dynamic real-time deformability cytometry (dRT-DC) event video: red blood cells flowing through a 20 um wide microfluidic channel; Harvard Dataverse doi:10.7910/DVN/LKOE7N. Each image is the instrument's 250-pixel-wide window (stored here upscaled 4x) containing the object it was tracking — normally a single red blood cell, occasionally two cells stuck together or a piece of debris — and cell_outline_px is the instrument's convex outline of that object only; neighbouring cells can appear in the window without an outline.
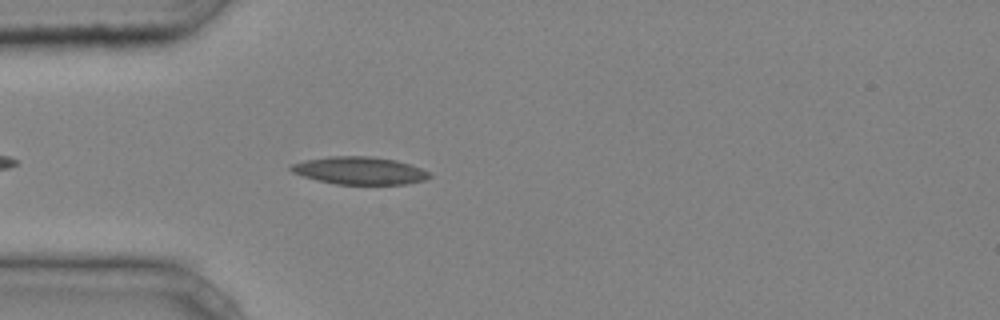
{"species": "common noctule bat (a hibernating species)", "species_latin": "Nyctalus noctula", "temperature_condition": "cold", "stored_images_in_passage": 36, "camera_frame_rate_fps": 3000, "um_per_image_px": 0.085, "animal": {"sex": "male", "body_mass_g": 20.4}, "frame": {"image": 1, "passage_image": 4, "time_ms": 1.0, "image_size_px": [1000, 320], "cell_outline_px": [[432, 176], [424, 180], [404, 184], [336, 184], [316, 180], [292, 172], [288, 168], [292, 164], [304, 160], [328, 156], [368, 156], [396, 160], [432, 172]], "centroid_in_image_um": [30.55, 14.5], "position_along_channel_um": 54.4, "area_um2": 22.25}}
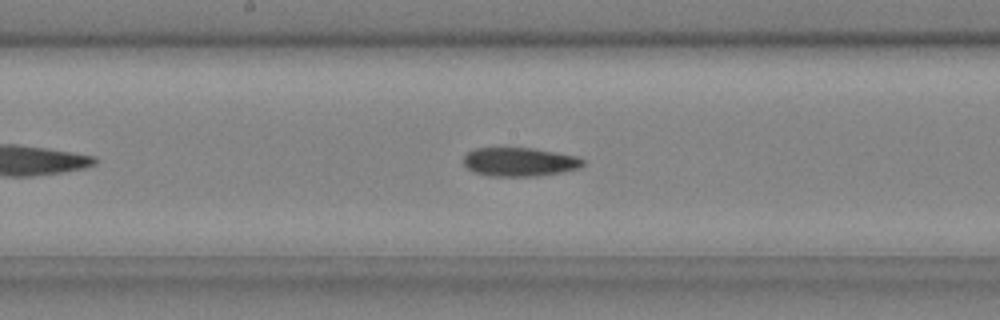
{"frame": {"image": 2, "passage_image": 15, "time_ms": 4.667, "image_size_px": [1000, 320], "cell_outline_px": [[584, 164], [580, 168], [560, 172], [536, 176], [488, 176], [472, 172], [464, 164], [464, 156], [468, 152], [476, 148], [532, 148], [576, 156], [584, 160]], "centroid_in_image_um": [44.14, 13.77], "position_along_channel_um": 204.1, "area_um2": 19.94}}
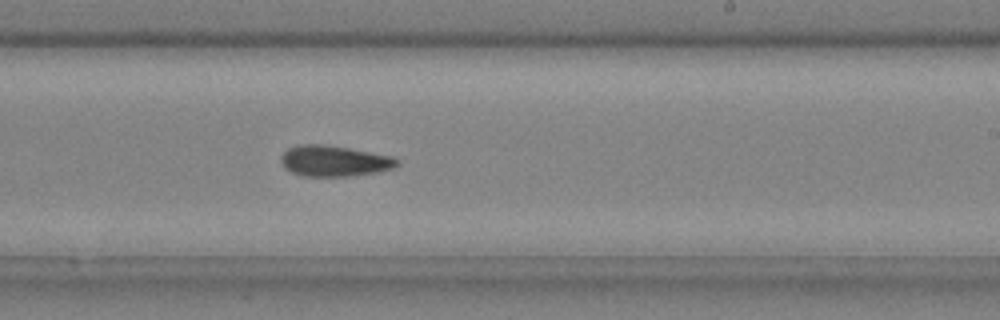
{"frame": {"image": 3, "passage_image": 19, "time_ms": 6.0, "image_size_px": [1000, 320], "cell_outline_px": [[400, 164], [392, 168], [376, 172], [352, 176], [304, 176], [292, 172], [284, 168], [280, 160], [280, 156], [288, 148], [300, 144], [324, 144], [348, 148], [392, 156], [400, 160]], "centroid_in_image_um": [28.4, 13.68], "position_along_channel_um": 260.6, "area_um2": 20.92}, "authors_computed_cell_mechanics": {"area_um2": 20.519, "velocity_mm_per_s": 4.2453, "shape_relaxation_time_tau1_ms": null, "shape_relaxation_time_tau2_ms": 9.0048, "deformation_change_tau1": null, "deformation_change_tau2": 0.1943}}